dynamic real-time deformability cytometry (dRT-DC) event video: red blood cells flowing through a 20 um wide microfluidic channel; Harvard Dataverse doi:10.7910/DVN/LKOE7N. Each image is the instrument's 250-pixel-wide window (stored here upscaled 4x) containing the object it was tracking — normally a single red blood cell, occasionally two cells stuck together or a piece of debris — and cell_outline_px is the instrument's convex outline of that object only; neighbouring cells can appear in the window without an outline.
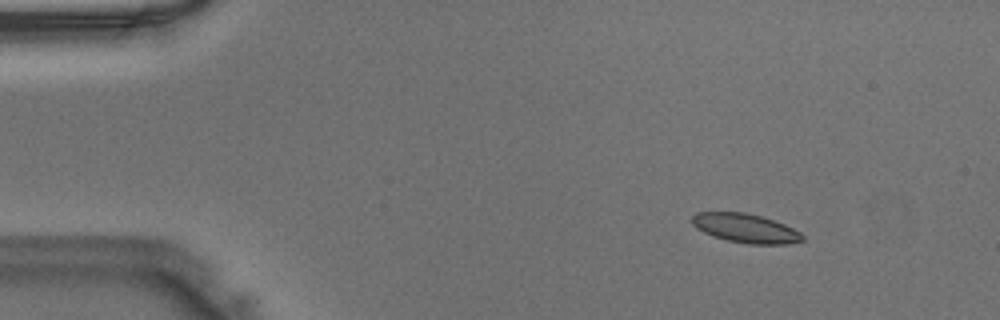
{"species": "Egyptian fruit bat (a non-hibernating species)", "species_latin": "Rousettus aegyptiacus", "temperature_condition": "warm", "stored_images_in_passage": 47, "camera_frame_rate_fps": 3000, "um_per_image_px": 0.085, "animal": {"sex": "male"}, "frame": {"image": 1, "passage_image": 6, "time_ms": 1.667, "image_size_px": [1000, 320], "cell_outline_px": [[804, 240], [788, 244], [748, 244], [728, 240], [712, 236], [696, 228], [692, 224], [692, 216], [696, 212], [744, 212], [760, 216], [784, 224], [800, 232], [804, 236]], "centroid_in_image_um": [63.36, 19.4], "position_along_channel_um": 21.6, "area_um2": 18.61}}
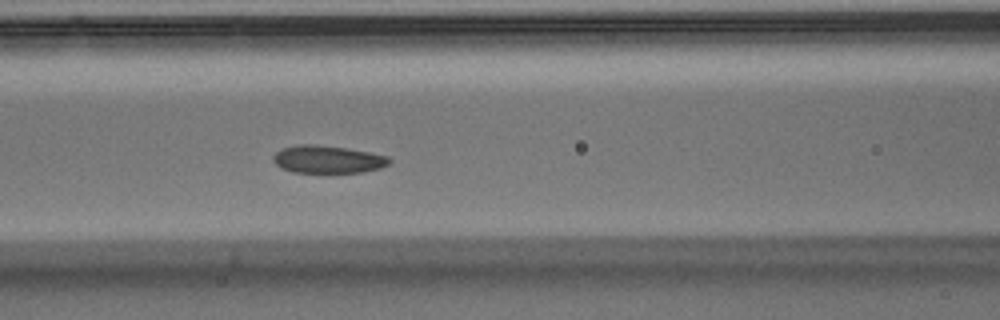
{"frame": {"image": 2, "passage_image": 20, "time_ms": 6.333, "image_size_px": [1000, 320], "cell_outline_px": [[392, 160], [388, 164], [380, 168], [360, 172], [292, 172], [280, 168], [272, 160], [272, 156], [280, 148], [296, 144], [316, 144], [348, 148], [388, 156]], "centroid_in_image_um": [27.8, 13.53], "position_along_channel_um": 138.8, "area_um2": 18.84}}
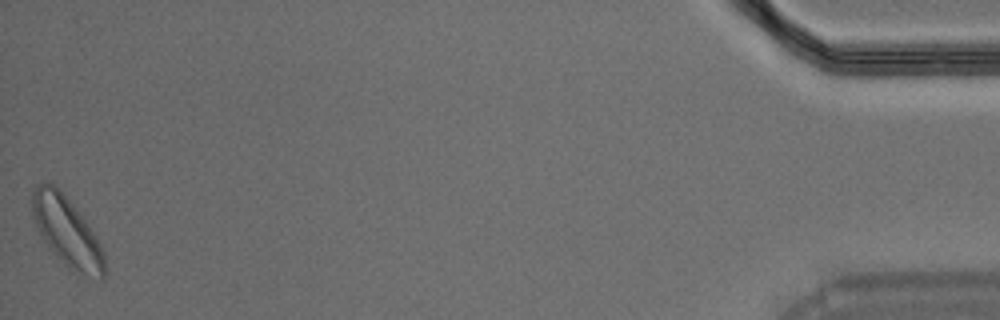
{"frame": {"image": 3, "passage_image": 47, "time_ms": 15.333, "image_size_px": [1000, 320], "cell_outline_px": [[104, 280], [100, 280], [72, 272], [48, 248], [40, 236], [36, 228], [28, 200], [36, 184], [52, 184], [60, 188], [84, 216], [96, 236], [104, 252]], "centroid_in_image_um": [5.66, 19.67], "position_along_channel_um": 429.5, "area_um2": 30.23}}